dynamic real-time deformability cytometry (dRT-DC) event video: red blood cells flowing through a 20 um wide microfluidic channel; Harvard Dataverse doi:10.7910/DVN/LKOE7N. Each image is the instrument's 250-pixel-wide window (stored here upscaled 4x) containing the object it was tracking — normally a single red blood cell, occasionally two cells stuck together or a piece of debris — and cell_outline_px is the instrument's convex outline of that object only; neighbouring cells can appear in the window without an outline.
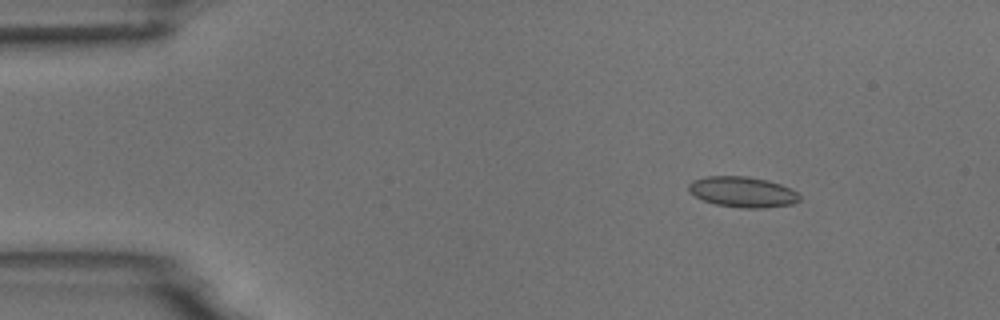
{"species": "common noctule bat (a hibernating species)", "species_latin": "Nyctalus noctula", "temperature_condition": "room temperature", "stored_images_in_passage": 8, "camera_frame_rate_fps": 3000, "um_per_image_px": 0.085, "animal": {"sex": "male", "body_mass_g": 18.8}, "frame": {"image": 1, "passage_image": 3, "time_ms": 2.333, "image_size_px": [1000, 320], "cell_outline_px": [[800, 200], [792, 204], [764, 208], [740, 208], [716, 204], [704, 200], [688, 192], [688, 184], [692, 180], [704, 176], [748, 176], [768, 180], [780, 184], [796, 192], [800, 196]], "centroid_in_image_um": [63.09, 16.31], "position_along_channel_um": 21.9, "area_um2": 19.83}}
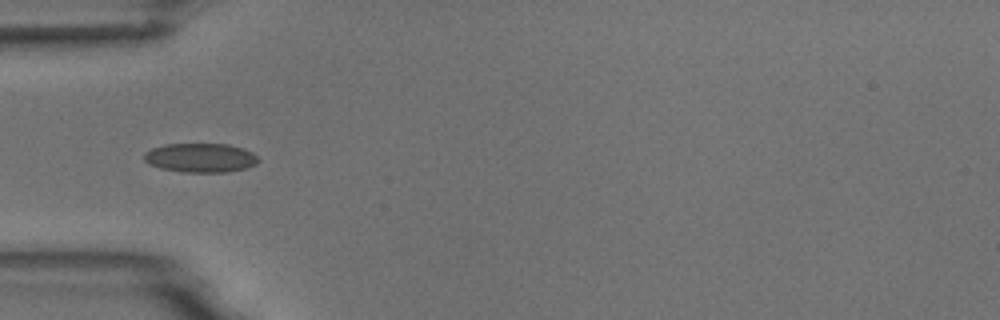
{"frame": {"image": 2, "passage_image": 6, "time_ms": 5.667, "image_size_px": [1000, 320], "cell_outline_px": [[260, 160], [256, 164], [244, 168], [224, 172], [180, 172], [160, 168], [148, 164], [144, 160], [144, 152], [152, 148], [168, 144], [228, 144], [244, 148], [252, 152]], "centroid_in_image_um": [17.02, 13.41], "position_along_channel_um": 68.0, "area_um2": 19.42}}